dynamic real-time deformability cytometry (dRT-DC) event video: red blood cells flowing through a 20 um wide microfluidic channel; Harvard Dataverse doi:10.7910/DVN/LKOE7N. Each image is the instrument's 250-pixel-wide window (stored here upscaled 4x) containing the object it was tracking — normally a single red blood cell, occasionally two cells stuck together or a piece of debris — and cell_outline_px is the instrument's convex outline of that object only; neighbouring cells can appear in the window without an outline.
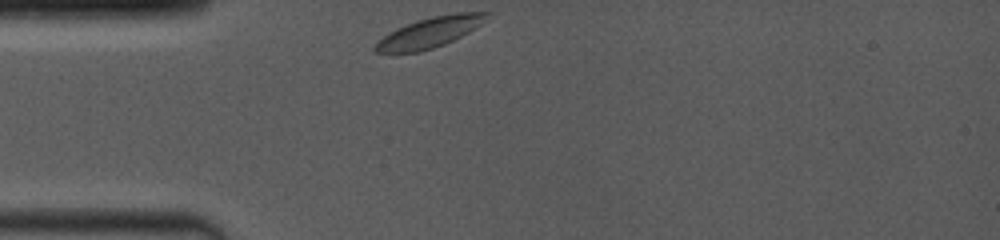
{"species": "common noctule bat (a hibernating species)", "species_latin": "Nyctalus noctula", "temperature_condition": "room temperature", "stored_images_in_passage": 20, "camera_frame_rate_fps": 4000, "um_per_image_px": 0.085, "animal": {"sex": "female", "body_mass_g": 19.0, "forearm_length_mm": 53.3}, "frame": {"image": 1, "passage_image": 1, "time_ms": 0.0, "image_size_px": [1000, 240], "cell_outline_px": [[492, 12], [480, 24], [468, 32], [444, 44], [420, 52], [376, 52], [372, 48], [376, 40], [396, 28], [416, 20], [432, 16], [456, 12]], "centroid_in_image_um": [36.47, 2.74], "position_along_channel_um": 48.5, "area_um2": 19.59}}
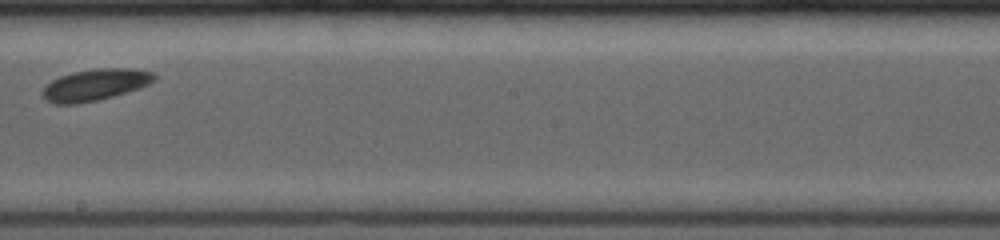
{"frame": {"image": 2, "passage_image": 12, "time_ms": 5.25, "image_size_px": [1000, 240], "cell_outline_px": [[156, 80], [140, 88], [112, 96], [80, 104], [52, 104], [44, 100], [40, 96], [40, 92], [52, 80], [60, 76], [72, 72], [96, 68], [132, 68], [152, 72], [156, 76]], "centroid_in_image_um": [8.05, 7.21], "position_along_channel_um": 240.2, "area_um2": 20.75}}
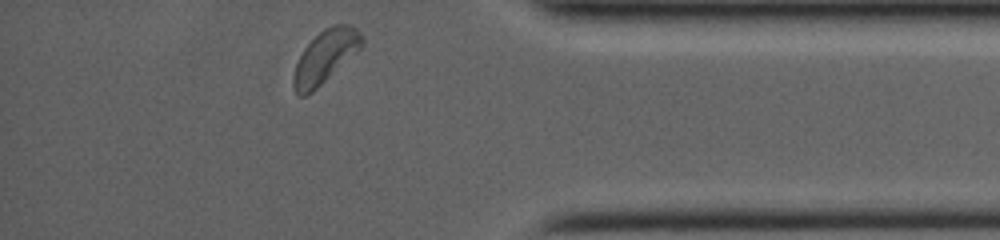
{"frame": {"image": 3, "passage_image": 20, "time_ms": 9.75, "image_size_px": [1000, 240], "cell_outline_px": [[364, 44], [356, 52], [312, 92], [304, 96], [296, 96], [292, 88], [292, 80], [296, 64], [304, 48], [324, 28], [332, 24], [348, 24], [356, 28], [364, 40]], "centroid_in_image_um": [27.62, 4.82], "position_along_channel_um": 407.6, "area_um2": 20.75}, "authors_computed_cell_mechanics": {"area_um2": 20.0277, "velocity_mm_per_s": 3.9367, "shape_relaxation_time_tau1_ms": 1.424, "shape_relaxation_time_tau2_ms": null, "deformation_change_tau1": 0.0551, "deformation_change_tau2": null}}